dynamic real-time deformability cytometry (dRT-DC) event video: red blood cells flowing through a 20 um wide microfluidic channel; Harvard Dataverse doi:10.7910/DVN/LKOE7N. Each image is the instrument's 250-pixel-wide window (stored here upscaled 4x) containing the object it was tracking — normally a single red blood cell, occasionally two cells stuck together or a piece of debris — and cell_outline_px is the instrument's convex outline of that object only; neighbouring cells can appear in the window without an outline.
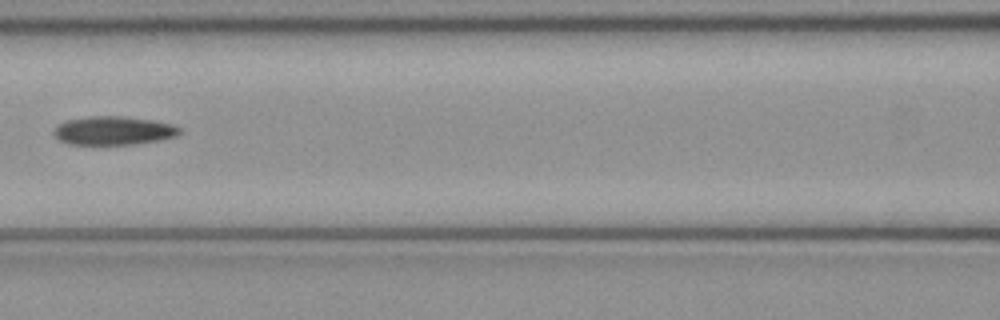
{"species": "common noctule bat (a hibernating species)", "species_latin": "Nyctalus noctula", "temperature_condition": "cold", "stored_images_in_passage": 6, "camera_frame_rate_fps": 3000, "um_per_image_px": 0.085, "animal": {"sex": "female", "body_mass_g": 21.9}, "frame": {"image": 1, "passage_image": 6, "time_ms": 1.667, "image_size_px": [1000, 320], "cell_outline_px": [[184, 132], [176, 136], [160, 140], [136, 144], [68, 144], [60, 140], [52, 132], [56, 124], [68, 120], [88, 116], [124, 116], [152, 120], [172, 124], [180, 128]], "centroid_in_image_um": [9.66, 11.1], "position_along_channel_um": 156.9, "area_um2": 21.1}}